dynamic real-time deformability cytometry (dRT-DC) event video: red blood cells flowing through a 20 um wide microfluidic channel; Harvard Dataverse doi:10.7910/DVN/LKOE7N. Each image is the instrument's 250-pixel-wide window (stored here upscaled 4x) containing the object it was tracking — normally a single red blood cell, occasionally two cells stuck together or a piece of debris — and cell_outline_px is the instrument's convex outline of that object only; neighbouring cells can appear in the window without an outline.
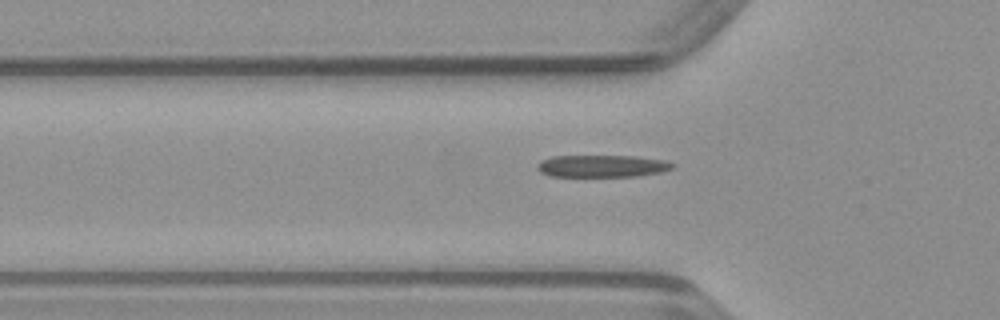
{"species": "common noctule bat (a hibernating species)", "species_latin": "Nyctalus noctula", "temperature_condition": "warm", "stored_images_in_passage": 34, "camera_frame_rate_fps": 3000, "um_per_image_px": 0.085, "animal": {"sex": "male", "body_mass_g": 23.1, "forearm_length_mm": 52.7}, "frame": {"image": 1, "passage_image": 4, "time_ms": 1.0, "image_size_px": [1000, 320], "cell_outline_px": [[676, 164], [672, 168], [664, 172], [640, 176], [552, 176], [540, 172], [536, 168], [540, 160], [552, 156], [636, 156], [668, 160]], "centroid_in_image_um": [51.24, 14.11], "position_along_channel_um": 74.6, "area_um2": 17.69}}
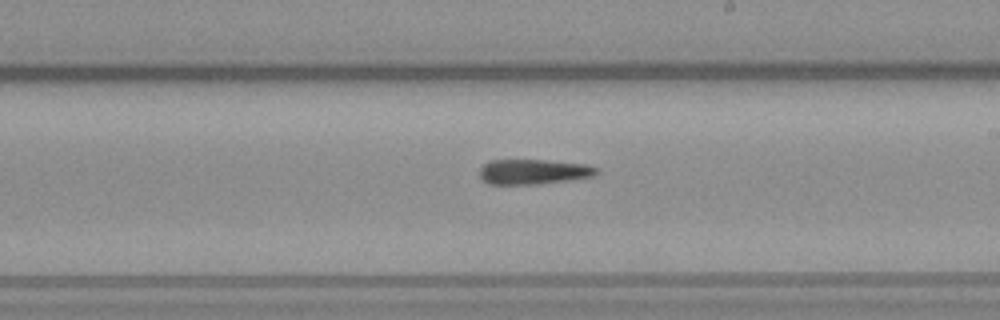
{"frame": {"image": 2, "passage_image": 16, "time_ms": 5.0, "image_size_px": [1000, 320], "cell_outline_px": [[600, 172], [592, 176], [572, 180], [536, 184], [488, 184], [480, 176], [480, 168], [484, 164], [492, 160], [544, 160], [584, 164], [596, 168]], "centroid_in_image_um": [45.34, 14.6], "position_along_channel_um": 243.7, "area_um2": 16.94}}
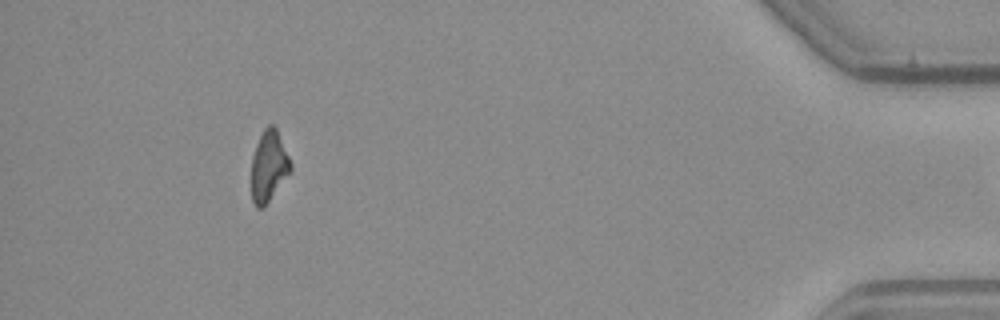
{"frame": {"image": 3, "passage_image": 33, "time_ms": 10.667, "image_size_px": [1000, 320], "cell_outline_px": [[292, 168], [268, 200], [260, 208], [256, 208], [252, 200], [252, 156], [256, 144], [264, 128], [268, 124], [272, 124], [276, 128], [292, 164]], "centroid_in_image_um": [22.83, 14.07], "position_along_channel_um": 412.4, "area_um2": 15.66}}